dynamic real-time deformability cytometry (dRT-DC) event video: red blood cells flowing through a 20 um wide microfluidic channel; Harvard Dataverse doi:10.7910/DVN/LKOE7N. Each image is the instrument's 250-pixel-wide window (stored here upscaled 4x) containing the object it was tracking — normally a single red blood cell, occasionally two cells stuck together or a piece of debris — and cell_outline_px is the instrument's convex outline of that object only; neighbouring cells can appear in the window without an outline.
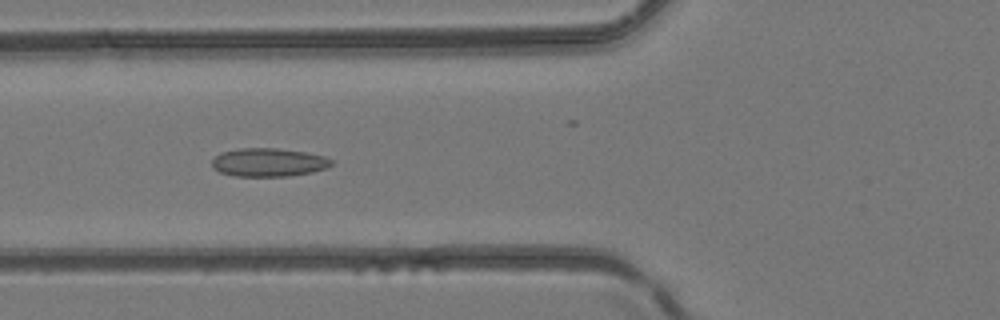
{"species": "common noctule bat (a hibernating species)", "species_latin": "Nyctalus noctula", "temperature_condition": "room temperature", "stored_images_in_passage": 38, "camera_frame_rate_fps": 3000, "um_per_image_px": 0.085, "animal": {"sex": "female", "body_mass_g": 24.6, "forearm_length_mm": 56.2}, "frame": {"image": 1, "passage_image": 10, "time_ms": 3.0, "image_size_px": [1000, 320], "cell_outline_px": [[336, 160], [328, 168], [312, 172], [288, 176], [236, 176], [220, 172], [212, 168], [212, 160], [220, 152], [240, 148], [276, 148], [304, 152], [324, 156]], "centroid_in_image_um": [22.85, 13.8], "position_along_channel_um": 103.0, "area_um2": 19.88}}
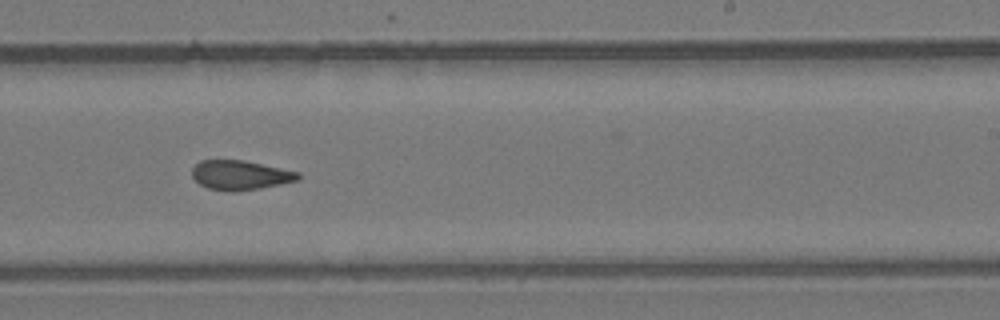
{"frame": {"image": 2, "passage_image": 21, "time_ms": 6.667, "image_size_px": [1000, 320], "cell_outline_px": [[300, 176], [296, 180], [280, 184], [260, 188], [232, 192], [208, 188], [200, 184], [192, 176], [192, 168], [200, 160], [244, 160], [300, 172]], "centroid_in_image_um": [20.4, 14.88], "position_along_channel_um": 268.6, "area_um2": 18.09}}
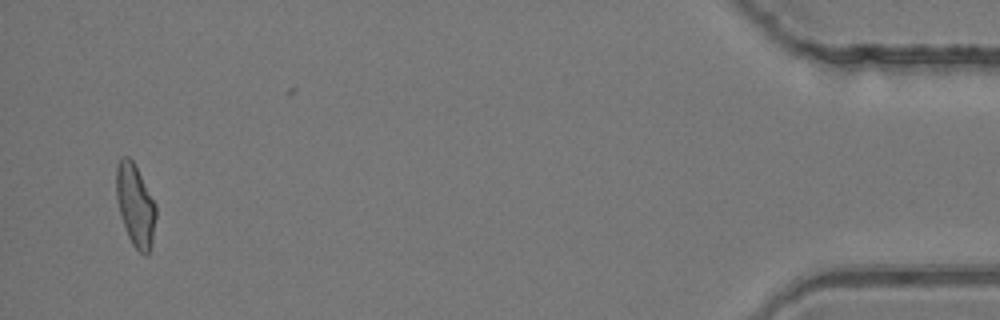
{"frame": {"image": 3, "passage_image": 37, "time_ms": 12.0, "image_size_px": [1000, 320], "cell_outline_px": [[156, 216], [152, 240], [148, 252], [144, 256], [132, 244], [128, 236], [120, 212], [116, 196], [116, 164], [120, 156], [128, 156], [132, 160], [156, 204]], "centroid_in_image_um": [11.49, 17.4], "position_along_channel_um": 423.7, "area_um2": 18.73}}